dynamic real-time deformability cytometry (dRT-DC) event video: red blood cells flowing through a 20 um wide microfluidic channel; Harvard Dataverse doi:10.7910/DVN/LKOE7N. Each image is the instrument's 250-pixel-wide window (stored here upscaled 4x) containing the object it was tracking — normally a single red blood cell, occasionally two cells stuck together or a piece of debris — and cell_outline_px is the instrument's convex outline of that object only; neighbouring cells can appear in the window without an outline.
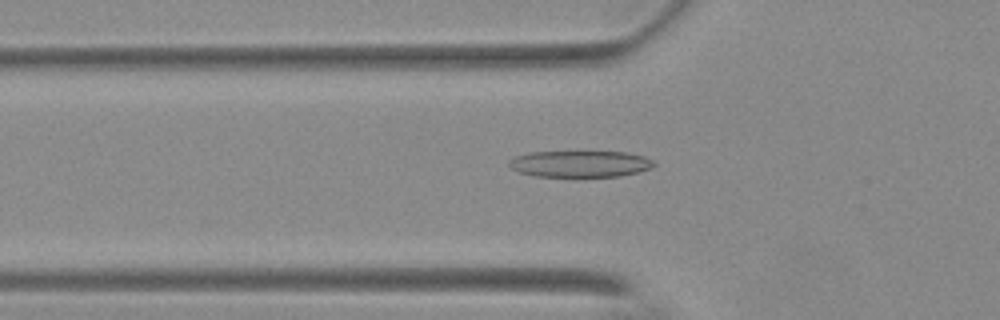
{"species": "Egyptian fruit bat (a non-hibernating species)", "species_latin": "Rousettus aegyptiacus", "temperature_condition": "warm", "stored_images_in_passage": 55, "camera_frame_rate_fps": 3000, "um_per_image_px": 0.085, "animal": {"sex": "female"}, "frame": {"image": 1, "passage_image": 19, "time_ms": 6.0, "image_size_px": [1000, 320], "cell_outline_px": [[656, 164], [652, 168], [620, 176], [536, 176], [520, 172], [512, 168], [508, 164], [508, 160], [516, 156], [528, 152], [628, 152], [644, 156], [652, 160]], "centroid_in_image_um": [49.31, 13.92], "position_along_channel_um": 76.5, "area_um2": 22.2}}
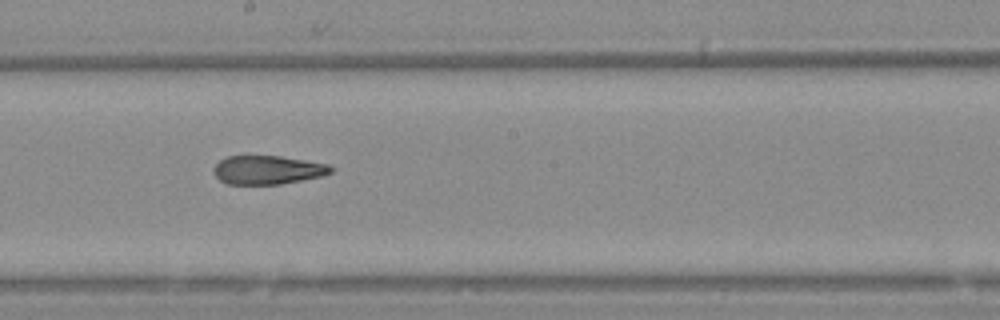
{"frame": {"image": 2, "passage_image": 31, "time_ms": 10.0, "image_size_px": [1000, 320], "cell_outline_px": [[332, 172], [320, 176], [280, 184], [228, 184], [220, 180], [212, 172], [216, 164], [220, 160], [228, 156], [280, 156], [328, 164], [332, 168]], "centroid_in_image_um": [22.71, 14.44], "position_along_channel_um": 225.5, "area_um2": 19.36}}
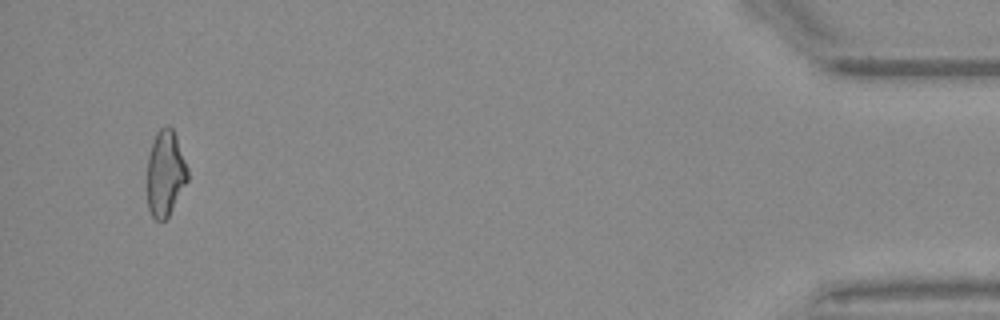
{"frame": {"image": 3, "passage_image": 53, "time_ms": 17.333, "image_size_px": [1000, 320], "cell_outline_px": [[188, 180], [168, 216], [164, 220], [156, 220], [152, 216], [148, 208], [148, 156], [156, 132], [164, 124], [168, 124], [172, 128], [176, 136], [188, 168]], "centroid_in_image_um": [14.06, 14.7], "position_along_channel_um": 421.1, "area_um2": 20.11}, "authors_computed_cell_mechanics": {"area_um2": 21.3282, "velocity_mm_per_s": 3.7079, "shape_relaxation_time_tau1_ms": null, "shape_relaxation_time_tau2_ms": 4.7158, "deformation_change_tau1": null, "deformation_change_tau2": 0.1451}}